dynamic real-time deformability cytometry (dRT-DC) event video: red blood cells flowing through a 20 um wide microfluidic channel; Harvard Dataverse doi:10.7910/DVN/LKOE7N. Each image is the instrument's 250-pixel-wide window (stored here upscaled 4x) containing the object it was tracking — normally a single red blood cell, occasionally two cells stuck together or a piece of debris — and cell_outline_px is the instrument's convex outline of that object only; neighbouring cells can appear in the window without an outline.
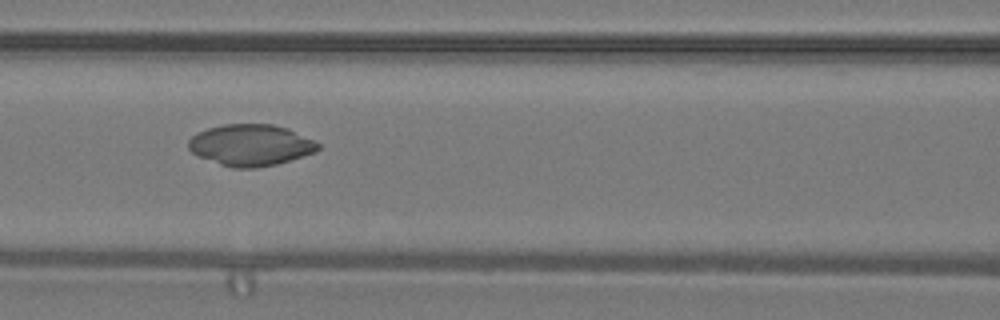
{"species": "common noctule bat (a hibernating species)", "species_latin": "Nyctalus noctula", "temperature_condition": "warm", "stored_images_in_passage": 39, "camera_frame_rate_fps": 3000, "um_per_image_px": 0.085, "animal": {"sex": "male", "body_mass_g": 19.2, "forearm_length_mm": 51.8}, "frame": {"image": 1, "passage_image": 11, "time_ms": 3.333, "image_size_px": [1000, 320], "cell_outline_px": [[320, 148], [316, 152], [276, 164], [256, 168], [232, 168], [220, 164], [200, 156], [192, 152], [188, 148], [188, 140], [196, 132], [208, 128], [224, 124], [272, 124], [288, 128], [320, 144]], "centroid_in_image_um": [21.3, 12.33], "position_along_channel_um": 145.3, "area_um2": 31.15}}
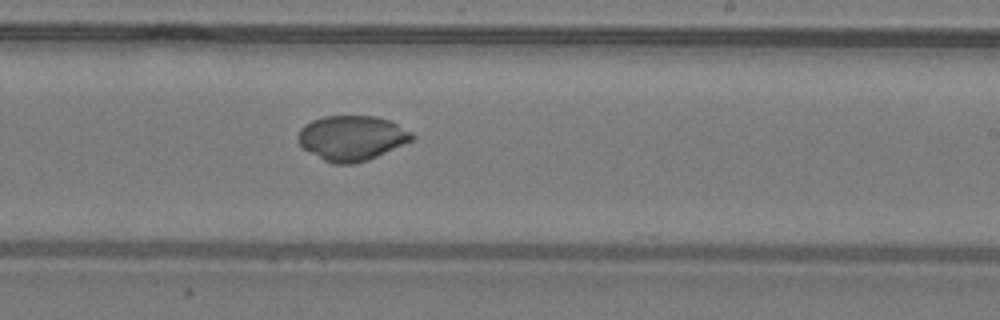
{"frame": {"image": 2, "passage_image": 19, "time_ms": 6.0, "image_size_px": [1000, 320], "cell_outline_px": [[416, 136], [412, 140], [368, 160], [352, 164], [336, 164], [324, 160], [304, 148], [296, 140], [296, 136], [300, 128], [304, 124], [312, 120], [324, 116], [376, 116], [388, 120], [412, 132]], "centroid_in_image_um": [29.87, 11.72], "position_along_channel_um": 259.1, "area_um2": 29.71}}
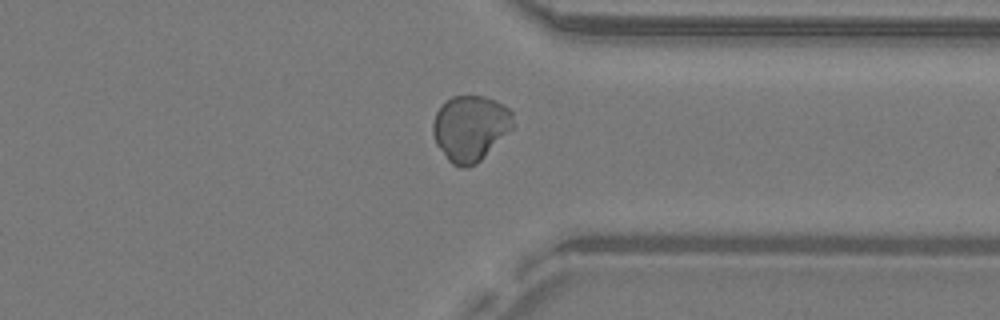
{"frame": {"image": 3, "passage_image": 27, "time_ms": 8.667, "image_size_px": [1000, 320], "cell_outline_px": [[512, 128], [476, 164], [468, 168], [460, 168], [452, 164], [448, 160], [436, 144], [432, 132], [432, 124], [436, 112], [452, 96], [484, 96], [508, 108], [512, 112]], "centroid_in_image_um": [39.94, 10.91], "position_along_channel_um": 371.5, "area_um2": 30.23}}